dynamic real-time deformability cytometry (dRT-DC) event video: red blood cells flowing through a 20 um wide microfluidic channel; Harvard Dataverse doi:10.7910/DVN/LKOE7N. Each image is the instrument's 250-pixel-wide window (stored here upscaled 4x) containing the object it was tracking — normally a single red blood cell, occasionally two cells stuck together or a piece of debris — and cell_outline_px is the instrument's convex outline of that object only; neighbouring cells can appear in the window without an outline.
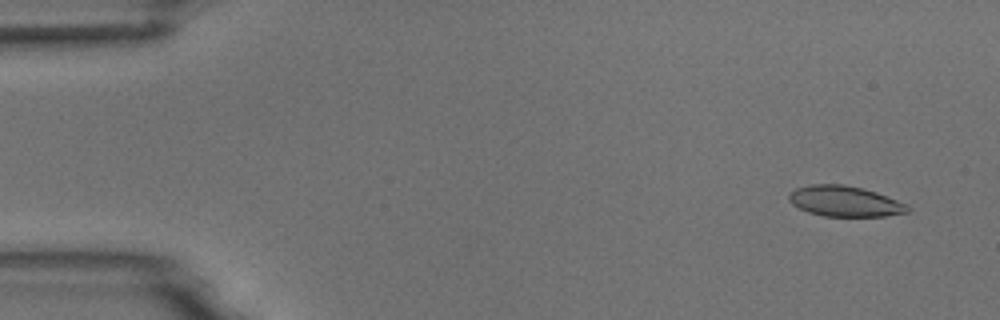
{"species": "common noctule bat (a hibernating species)", "species_latin": "Nyctalus noctula", "temperature_condition": "room temperature", "stored_images_in_passage": 6, "camera_frame_rate_fps": 3000, "um_per_image_px": 0.085, "animal": {"sex": "male", "body_mass_g": 18.8}, "frame": {"image": 1, "passage_image": 2, "time_ms": 1.0, "image_size_px": [1000, 320], "cell_outline_px": [[912, 208], [908, 212], [884, 216], [824, 216], [808, 212], [792, 204], [788, 200], [788, 196], [796, 188], [812, 184], [844, 184], [864, 188], [876, 192], [908, 204]], "centroid_in_image_um": [71.84, 17.1], "position_along_channel_um": 13.2, "area_um2": 21.21}}
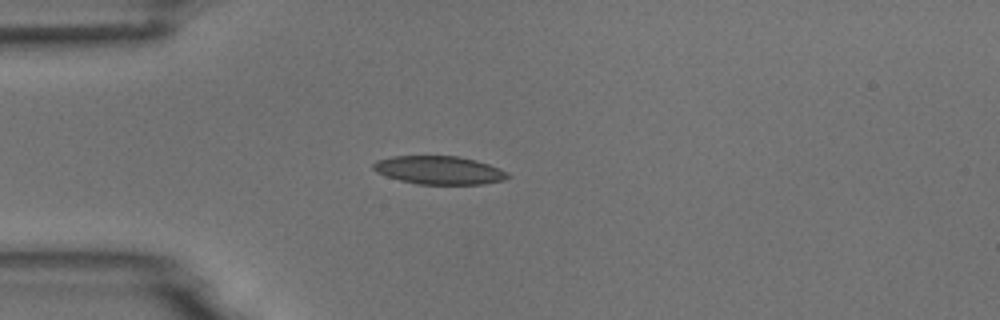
{"frame": {"image": 2, "passage_image": 5, "time_ms": 4.667, "image_size_px": [1000, 320], "cell_outline_px": [[512, 176], [504, 180], [484, 184], [416, 184], [400, 180], [376, 172], [372, 168], [372, 164], [376, 160], [392, 156], [456, 156], [476, 160], [500, 168], [508, 172]], "centroid_in_image_um": [37.34, 14.46], "position_along_channel_um": 47.7, "area_um2": 22.25}}